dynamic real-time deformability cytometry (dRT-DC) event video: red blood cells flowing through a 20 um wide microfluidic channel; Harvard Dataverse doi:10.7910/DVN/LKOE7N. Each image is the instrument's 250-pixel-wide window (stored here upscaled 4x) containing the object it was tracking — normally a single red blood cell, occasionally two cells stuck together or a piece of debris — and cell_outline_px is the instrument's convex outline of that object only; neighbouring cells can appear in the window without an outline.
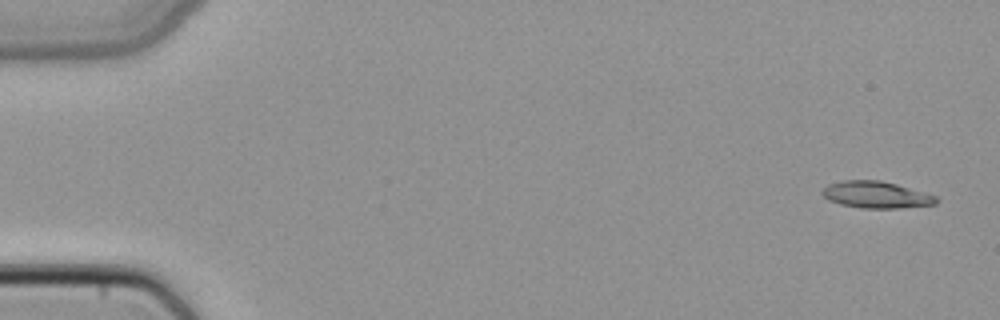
{"species": "common noctule bat (a hibernating species)", "species_latin": "Nyctalus noctula", "temperature_condition": "cold", "stored_images_in_passage": 2, "camera_frame_rate_fps": 3000, "um_per_image_px": 0.085, "animal": {"sex": "female", "body_mass_g": 22.7, "forearm_length_mm": 54.2}, "frame": {"image": 1, "passage_image": 1, "time_ms": 0.0, "image_size_px": [1000, 320], "cell_outline_px": [[940, 200], [936, 204], [900, 208], [860, 208], [840, 204], [828, 200], [820, 192], [828, 184], [844, 180], [880, 180], [896, 184], [936, 196]], "centroid_in_image_um": [74.46, 16.56], "position_along_channel_um": 10.5, "area_um2": 17.74}}